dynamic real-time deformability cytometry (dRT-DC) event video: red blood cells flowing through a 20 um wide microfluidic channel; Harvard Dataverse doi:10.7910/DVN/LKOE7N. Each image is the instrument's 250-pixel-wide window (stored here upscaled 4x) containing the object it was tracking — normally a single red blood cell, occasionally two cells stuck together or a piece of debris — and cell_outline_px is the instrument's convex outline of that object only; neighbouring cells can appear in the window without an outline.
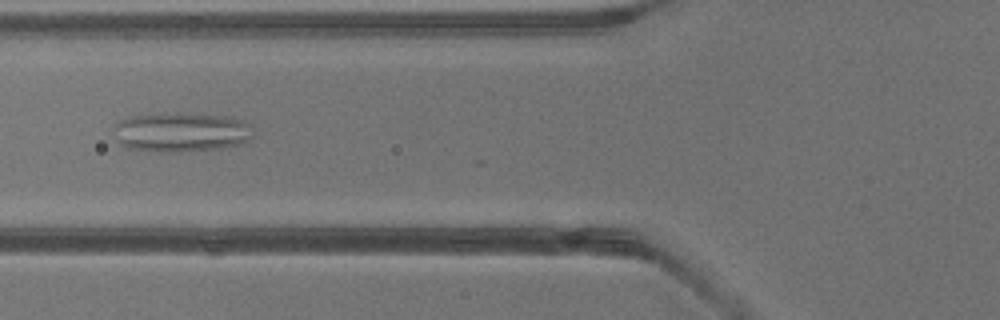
{"species": "common noctule bat (a hibernating species)", "species_latin": "Nyctalus noctula", "temperature_condition": "warm", "stored_images_in_passage": 4, "camera_frame_rate_fps": 3000, "um_per_image_px": 0.085, "animal": {"sex": "male", "body_mass_g": 13.3}, "frame": {"image": 1, "passage_image": 4, "time_ms": 1.0, "image_size_px": [1000, 320], "cell_outline_px": [[252, 140], [244, 144], [220, 148], [180, 152], [128, 148], [120, 144], [116, 128], [116, 124], [120, 120], [132, 116], [176, 112], [228, 116], [252, 124]], "centroid_in_image_um": [15.51, 11.22], "position_along_channel_um": 110.3, "area_um2": 31.96}}